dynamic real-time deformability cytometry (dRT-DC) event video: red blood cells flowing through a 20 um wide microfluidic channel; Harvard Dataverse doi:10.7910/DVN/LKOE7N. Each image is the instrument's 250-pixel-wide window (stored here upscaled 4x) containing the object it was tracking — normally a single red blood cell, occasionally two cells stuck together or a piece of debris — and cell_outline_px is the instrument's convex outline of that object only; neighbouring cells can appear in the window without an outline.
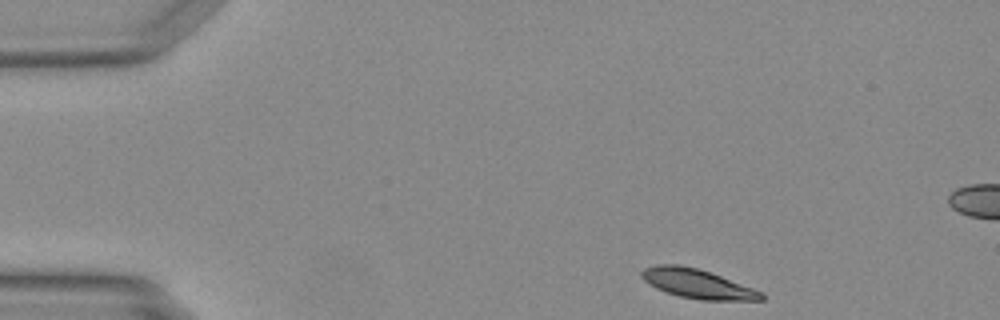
{"species": "Egyptian fruit bat (a non-hibernating species)", "species_latin": "Rousettus aegyptiacus", "temperature_condition": "warm", "stored_images_in_passage": 43, "camera_frame_rate_fps": 3000, "um_per_image_px": 0.085, "animal": {"sex": "female"}, "frame": {"image": 1, "passage_image": 1, "time_ms": 0.0, "image_size_px": [1000, 320], "cell_outline_px": [[764, 300], [700, 300], [680, 296], [656, 288], [644, 280], [640, 276], [640, 272], [644, 268], [656, 264], [676, 264], [696, 268], [720, 276], [764, 292]], "centroid_in_image_um": [59.27, 24.12], "position_along_channel_um": 25.7, "area_um2": 20.17}}
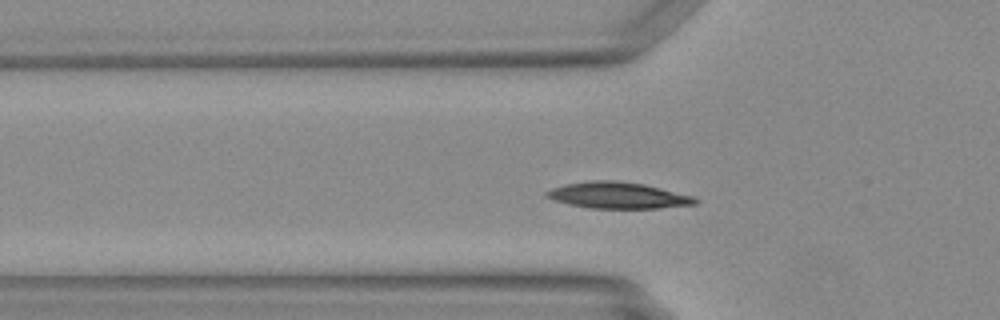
{"frame": {"image": 2, "passage_image": 10, "time_ms": 3.0, "image_size_px": [1000, 320], "cell_outline_px": [[700, 200], [696, 204], [660, 208], [588, 208], [568, 204], [552, 200], [544, 196], [544, 192], [552, 188], [564, 184], [588, 180], [616, 180], [644, 184], [692, 196]], "centroid_in_image_um": [52.46, 16.6], "position_along_channel_um": 73.3, "area_um2": 22.95}}
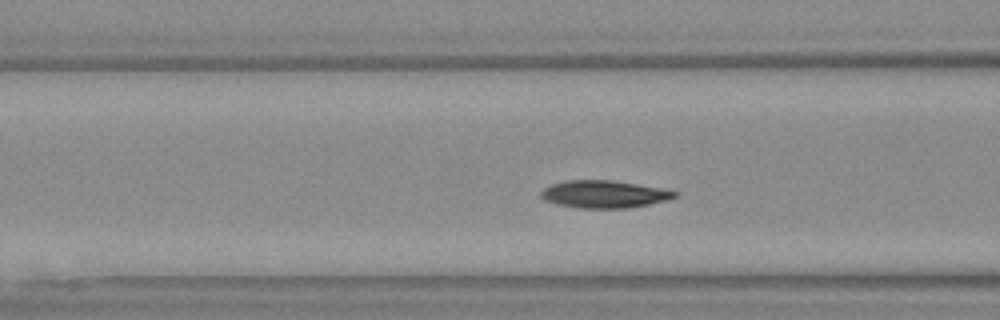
{"frame": {"image": 3, "passage_image": 13, "time_ms": 4.0, "image_size_px": [1000, 320], "cell_outline_px": [[680, 196], [648, 204], [628, 208], [576, 208], [544, 200], [540, 196], [540, 192], [544, 188], [552, 184], [564, 180], [612, 180], [636, 184], [680, 192]], "centroid_in_image_um": [51.33, 16.5], "position_along_channel_um": 115.3, "area_um2": 21.27}}